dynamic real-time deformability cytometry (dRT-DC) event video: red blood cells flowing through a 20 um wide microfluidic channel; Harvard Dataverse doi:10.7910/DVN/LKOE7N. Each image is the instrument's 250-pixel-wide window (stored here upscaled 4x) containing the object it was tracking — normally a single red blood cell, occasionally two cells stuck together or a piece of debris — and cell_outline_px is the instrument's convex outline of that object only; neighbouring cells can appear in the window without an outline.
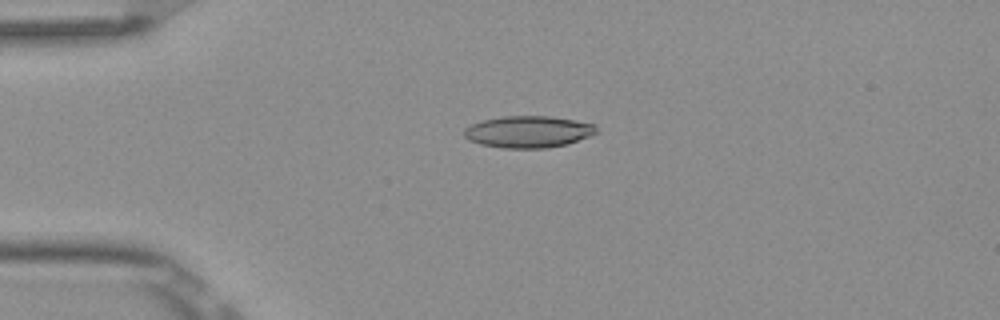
{"species": "Egyptian fruit bat (a non-hibernating species)", "species_latin": "Rousettus aegyptiacus", "temperature_condition": "room temperature", "stored_images_in_passage": 2, "camera_frame_rate_fps": 3000, "um_per_image_px": 0.085, "frame": {"image": 1, "passage_image": 2, "time_ms": 0.333, "image_size_px": [1000, 320], "cell_outline_px": [[596, 132], [592, 136], [568, 144], [548, 148], [504, 148], [480, 144], [468, 140], [464, 136], [464, 128], [472, 124], [484, 120], [504, 116], [548, 116], [596, 124]], "centroid_in_image_um": [44.91, 11.21], "position_along_channel_um": 40.1, "area_um2": 24.51}}